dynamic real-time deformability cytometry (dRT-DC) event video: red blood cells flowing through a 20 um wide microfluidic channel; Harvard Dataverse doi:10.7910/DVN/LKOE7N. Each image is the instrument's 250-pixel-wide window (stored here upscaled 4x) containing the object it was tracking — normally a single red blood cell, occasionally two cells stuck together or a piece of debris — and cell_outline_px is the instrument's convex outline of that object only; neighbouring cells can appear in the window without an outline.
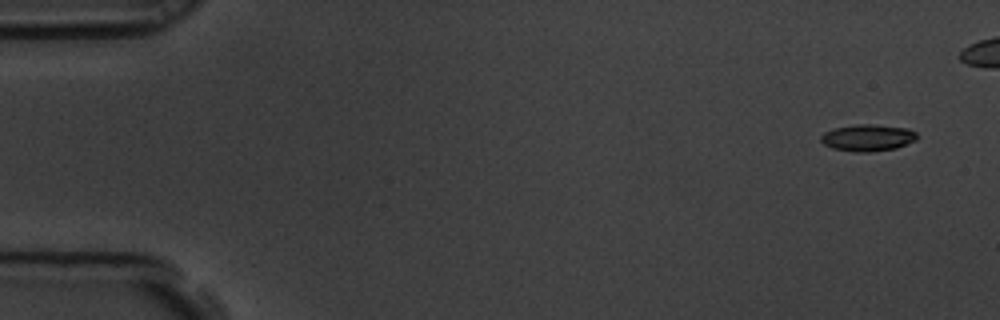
{"species": "common noctule bat (a hibernating species)", "species_latin": "Nyctalus noctula", "temperature_condition": "room temperature", "stored_images_in_passage": 5, "camera_frame_rate_fps": 3000, "um_per_image_px": 0.085, "animal": {"sex": "male", "body_mass_g": 19.5, "forearm_length_mm": 54.6}, "frame": {"image": 1, "passage_image": 2, "time_ms": 0.333, "image_size_px": [1000, 320], "cell_outline_px": [[916, 140], [896, 148], [868, 152], [852, 152], [832, 148], [824, 144], [820, 140], [820, 136], [824, 132], [832, 128], [860, 124], [872, 124], [908, 128], [916, 132]], "centroid_in_image_um": [73.73, 11.7], "position_along_channel_um": 11.3, "area_um2": 15.03}}